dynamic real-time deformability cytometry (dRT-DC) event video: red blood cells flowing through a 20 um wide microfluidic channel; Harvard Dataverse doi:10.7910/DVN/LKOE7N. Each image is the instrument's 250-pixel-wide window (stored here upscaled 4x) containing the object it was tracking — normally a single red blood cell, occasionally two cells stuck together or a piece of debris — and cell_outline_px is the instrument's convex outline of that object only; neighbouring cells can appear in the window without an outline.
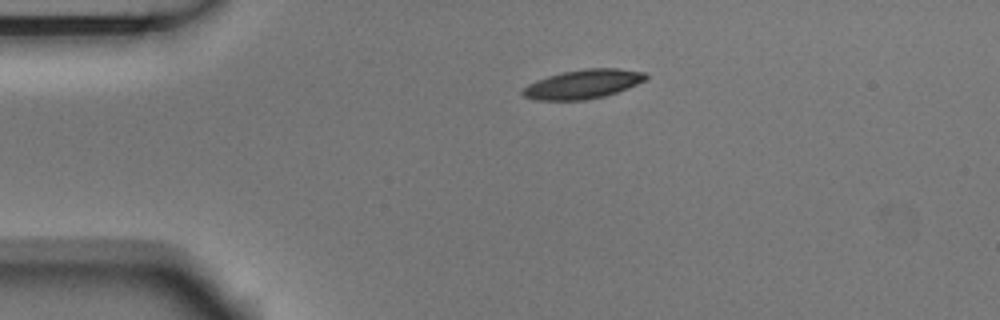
{"species": "Egyptian fruit bat (a non-hibernating species)", "species_latin": "Rousettus aegyptiacus", "temperature_condition": "room temperature", "stored_images_in_passage": 43, "camera_frame_rate_fps": 3000, "um_per_image_px": 0.085, "animal": {"sex": "male"}, "frame": {"image": 1, "passage_image": 1, "time_ms": 0.0, "image_size_px": [1000, 320], "cell_outline_px": [[648, 76], [644, 80], [628, 88], [604, 96], [584, 100], [536, 100], [524, 96], [520, 92], [528, 84], [536, 80], [548, 76], [564, 72], [588, 68], [616, 68], [644, 72]], "centroid_in_image_um": [49.53, 7.15], "position_along_channel_um": 35.5, "area_um2": 20.63}}
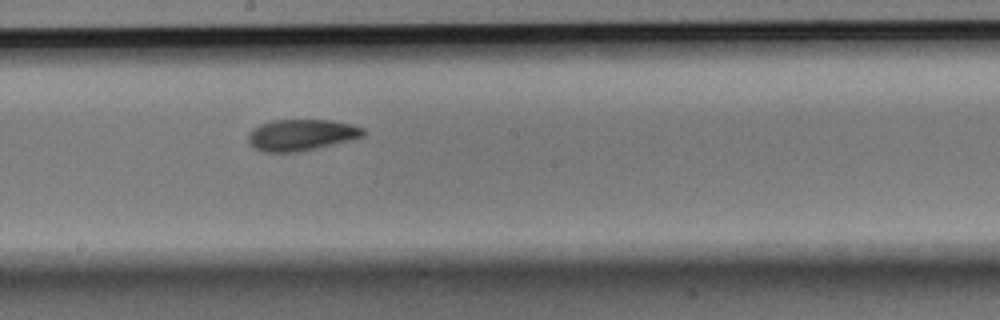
{"frame": {"image": 2, "passage_image": 19, "time_ms": 6.0, "image_size_px": [1000, 320], "cell_outline_px": [[364, 136], [352, 140], [316, 148], [296, 152], [264, 152], [256, 148], [248, 140], [248, 136], [252, 128], [260, 124], [272, 120], [332, 120], [352, 124], [364, 128]], "centroid_in_image_um": [25.63, 11.46], "position_along_channel_um": 222.6, "area_um2": 20.98}}
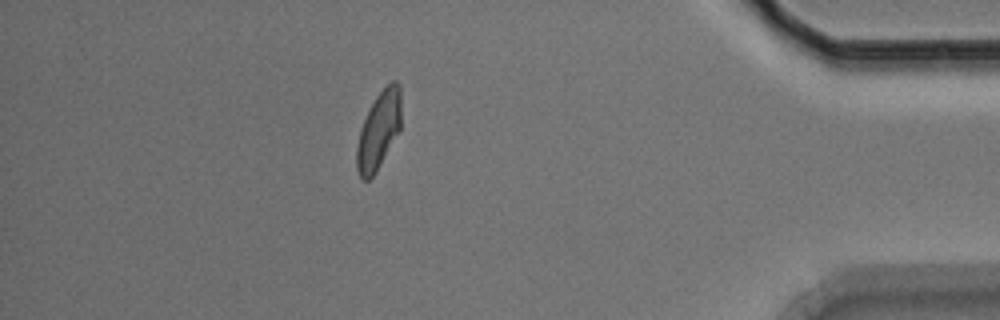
{"frame": {"image": 3, "passage_image": 37, "time_ms": 12.0, "image_size_px": [1000, 320], "cell_outline_px": [[400, 128], [376, 172], [368, 180], [360, 180], [356, 168], [356, 148], [360, 128], [376, 96], [392, 80], [396, 80], [400, 84]], "centroid_in_image_um": [32.17, 11.1], "position_along_channel_um": 403.0, "area_um2": 19.83}, "authors_computed_cell_mechanics": {"area_um2": 20.9814, "velocity_mm_per_s": 3.7271, "shape_relaxation_time_tau1_ms": 3.8739, "shape_relaxation_time_tau2_ms": 4.6155, "deformation_change_tau1": 0.1418, "deformation_change_tau2": 0.1106}}